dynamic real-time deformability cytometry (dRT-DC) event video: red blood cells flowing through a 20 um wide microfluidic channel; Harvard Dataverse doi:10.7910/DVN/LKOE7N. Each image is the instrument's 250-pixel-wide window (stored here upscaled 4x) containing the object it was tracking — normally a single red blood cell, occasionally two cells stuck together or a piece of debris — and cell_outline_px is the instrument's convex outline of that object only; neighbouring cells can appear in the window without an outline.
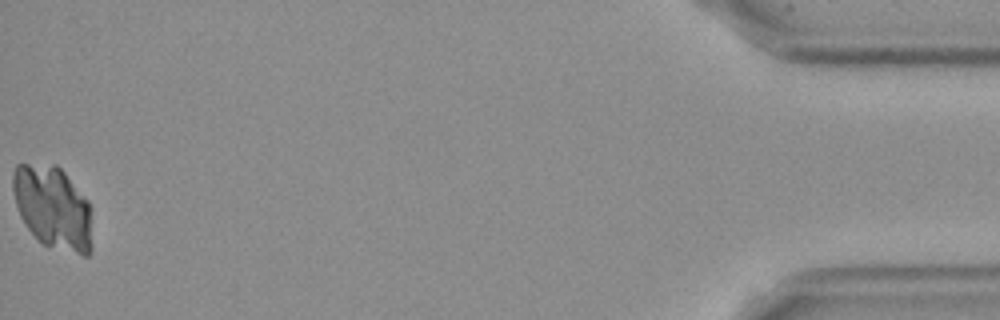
{"species": "Egyptian fruit bat (a non-hibernating species)", "species_latin": "Rousettus aegyptiacus", "temperature_condition": "cold", "stored_images_in_passage": 42, "camera_frame_rate_fps": 3000, "um_per_image_px": 0.085, "frame": {"image": 1, "passage_image": 42, "time_ms": 13.667, "image_size_px": [1000, 320], "cell_outline_px": [[92, 252], [88, 256], [84, 256], [44, 244], [24, 224], [20, 216], [16, 204], [12, 188], [12, 176], [16, 164], [56, 164], [64, 172], [88, 200], [92, 248]], "centroid_in_image_um": [4.49, 17.62], "position_along_channel_um": 430.7, "area_um2": 38.15}}